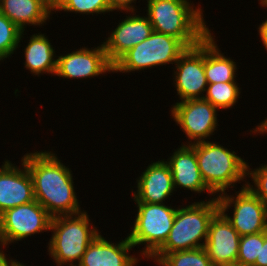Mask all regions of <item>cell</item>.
I'll use <instances>...</instances> for the list:
<instances>
[{"instance_id": "cell-33", "label": "cell", "mask_w": 267, "mask_h": 266, "mask_svg": "<svg viewBox=\"0 0 267 266\" xmlns=\"http://www.w3.org/2000/svg\"><path fill=\"white\" fill-rule=\"evenodd\" d=\"M250 132L256 133H260V134H264L267 133V118L262 121L259 125H257V127L253 130H250Z\"/></svg>"}, {"instance_id": "cell-23", "label": "cell", "mask_w": 267, "mask_h": 266, "mask_svg": "<svg viewBox=\"0 0 267 266\" xmlns=\"http://www.w3.org/2000/svg\"><path fill=\"white\" fill-rule=\"evenodd\" d=\"M160 266H213L204 247L165 254Z\"/></svg>"}, {"instance_id": "cell-14", "label": "cell", "mask_w": 267, "mask_h": 266, "mask_svg": "<svg viewBox=\"0 0 267 266\" xmlns=\"http://www.w3.org/2000/svg\"><path fill=\"white\" fill-rule=\"evenodd\" d=\"M239 233L219 211L211 220L204 248L213 266L236 265Z\"/></svg>"}, {"instance_id": "cell-21", "label": "cell", "mask_w": 267, "mask_h": 266, "mask_svg": "<svg viewBox=\"0 0 267 266\" xmlns=\"http://www.w3.org/2000/svg\"><path fill=\"white\" fill-rule=\"evenodd\" d=\"M0 12L22 31L30 24L42 26L51 15L39 0H0Z\"/></svg>"}, {"instance_id": "cell-24", "label": "cell", "mask_w": 267, "mask_h": 266, "mask_svg": "<svg viewBox=\"0 0 267 266\" xmlns=\"http://www.w3.org/2000/svg\"><path fill=\"white\" fill-rule=\"evenodd\" d=\"M22 34L24 31L0 12V61L14 54Z\"/></svg>"}, {"instance_id": "cell-30", "label": "cell", "mask_w": 267, "mask_h": 266, "mask_svg": "<svg viewBox=\"0 0 267 266\" xmlns=\"http://www.w3.org/2000/svg\"><path fill=\"white\" fill-rule=\"evenodd\" d=\"M253 266H267V231H264V244L261 245L260 261H255Z\"/></svg>"}, {"instance_id": "cell-26", "label": "cell", "mask_w": 267, "mask_h": 266, "mask_svg": "<svg viewBox=\"0 0 267 266\" xmlns=\"http://www.w3.org/2000/svg\"><path fill=\"white\" fill-rule=\"evenodd\" d=\"M66 12H76L83 14H104L111 11L108 0H64L59 9Z\"/></svg>"}, {"instance_id": "cell-28", "label": "cell", "mask_w": 267, "mask_h": 266, "mask_svg": "<svg viewBox=\"0 0 267 266\" xmlns=\"http://www.w3.org/2000/svg\"><path fill=\"white\" fill-rule=\"evenodd\" d=\"M108 2L111 7V12L113 10H124V12H135V10H137L134 5H131L132 3H136V0H108Z\"/></svg>"}, {"instance_id": "cell-9", "label": "cell", "mask_w": 267, "mask_h": 266, "mask_svg": "<svg viewBox=\"0 0 267 266\" xmlns=\"http://www.w3.org/2000/svg\"><path fill=\"white\" fill-rule=\"evenodd\" d=\"M51 219L47 210L36 200L5 210L0 214L1 247L50 230Z\"/></svg>"}, {"instance_id": "cell-15", "label": "cell", "mask_w": 267, "mask_h": 266, "mask_svg": "<svg viewBox=\"0 0 267 266\" xmlns=\"http://www.w3.org/2000/svg\"><path fill=\"white\" fill-rule=\"evenodd\" d=\"M21 162L22 170L9 160L0 168V214L35 200L32 178L26 164Z\"/></svg>"}, {"instance_id": "cell-8", "label": "cell", "mask_w": 267, "mask_h": 266, "mask_svg": "<svg viewBox=\"0 0 267 266\" xmlns=\"http://www.w3.org/2000/svg\"><path fill=\"white\" fill-rule=\"evenodd\" d=\"M246 185L236 192V197L227 192L216 196L219 211L240 236L267 231V207ZM231 205L234 206L232 217L225 213Z\"/></svg>"}, {"instance_id": "cell-31", "label": "cell", "mask_w": 267, "mask_h": 266, "mask_svg": "<svg viewBox=\"0 0 267 266\" xmlns=\"http://www.w3.org/2000/svg\"><path fill=\"white\" fill-rule=\"evenodd\" d=\"M259 35L267 51V19L258 27Z\"/></svg>"}, {"instance_id": "cell-17", "label": "cell", "mask_w": 267, "mask_h": 266, "mask_svg": "<svg viewBox=\"0 0 267 266\" xmlns=\"http://www.w3.org/2000/svg\"><path fill=\"white\" fill-rule=\"evenodd\" d=\"M132 247L128 236L114 244L99 233L87 247L78 266H135L140 260L128 254Z\"/></svg>"}, {"instance_id": "cell-20", "label": "cell", "mask_w": 267, "mask_h": 266, "mask_svg": "<svg viewBox=\"0 0 267 266\" xmlns=\"http://www.w3.org/2000/svg\"><path fill=\"white\" fill-rule=\"evenodd\" d=\"M53 48L45 34H33L24 48L25 68L35 76L43 73L55 75L57 56Z\"/></svg>"}, {"instance_id": "cell-3", "label": "cell", "mask_w": 267, "mask_h": 266, "mask_svg": "<svg viewBox=\"0 0 267 266\" xmlns=\"http://www.w3.org/2000/svg\"><path fill=\"white\" fill-rule=\"evenodd\" d=\"M219 212L216 197L177 207L175 220L165 243L150 257L158 262L165 254L204 247L213 217ZM203 243H200L202 242Z\"/></svg>"}, {"instance_id": "cell-10", "label": "cell", "mask_w": 267, "mask_h": 266, "mask_svg": "<svg viewBox=\"0 0 267 266\" xmlns=\"http://www.w3.org/2000/svg\"><path fill=\"white\" fill-rule=\"evenodd\" d=\"M171 109L172 118L190 140L187 144L210 139L218 128V109L209 101L189 99L175 103Z\"/></svg>"}, {"instance_id": "cell-11", "label": "cell", "mask_w": 267, "mask_h": 266, "mask_svg": "<svg viewBox=\"0 0 267 266\" xmlns=\"http://www.w3.org/2000/svg\"><path fill=\"white\" fill-rule=\"evenodd\" d=\"M174 65L173 81L181 101L203 99L208 85L204 71V39L188 48Z\"/></svg>"}, {"instance_id": "cell-5", "label": "cell", "mask_w": 267, "mask_h": 266, "mask_svg": "<svg viewBox=\"0 0 267 266\" xmlns=\"http://www.w3.org/2000/svg\"><path fill=\"white\" fill-rule=\"evenodd\" d=\"M199 170L207 188L214 194L225 193L247 177V165L241 157L216 142L192 143Z\"/></svg>"}, {"instance_id": "cell-22", "label": "cell", "mask_w": 267, "mask_h": 266, "mask_svg": "<svg viewBox=\"0 0 267 266\" xmlns=\"http://www.w3.org/2000/svg\"><path fill=\"white\" fill-rule=\"evenodd\" d=\"M236 82H218L208 84L203 99L217 109H229L234 106L241 92Z\"/></svg>"}, {"instance_id": "cell-6", "label": "cell", "mask_w": 267, "mask_h": 266, "mask_svg": "<svg viewBox=\"0 0 267 266\" xmlns=\"http://www.w3.org/2000/svg\"><path fill=\"white\" fill-rule=\"evenodd\" d=\"M136 204L138 213L128 239L134 247L146 244L141 254L149 260L167 240L177 208L166 206L165 203L136 202Z\"/></svg>"}, {"instance_id": "cell-2", "label": "cell", "mask_w": 267, "mask_h": 266, "mask_svg": "<svg viewBox=\"0 0 267 266\" xmlns=\"http://www.w3.org/2000/svg\"><path fill=\"white\" fill-rule=\"evenodd\" d=\"M147 16L157 33L179 39L187 48L197 46L211 31L199 5L188 0H147Z\"/></svg>"}, {"instance_id": "cell-18", "label": "cell", "mask_w": 267, "mask_h": 266, "mask_svg": "<svg viewBox=\"0 0 267 266\" xmlns=\"http://www.w3.org/2000/svg\"><path fill=\"white\" fill-rule=\"evenodd\" d=\"M166 162L170 167L175 189L183 187L197 193L207 190L209 195H213L202 178L192 144H182Z\"/></svg>"}, {"instance_id": "cell-27", "label": "cell", "mask_w": 267, "mask_h": 266, "mask_svg": "<svg viewBox=\"0 0 267 266\" xmlns=\"http://www.w3.org/2000/svg\"><path fill=\"white\" fill-rule=\"evenodd\" d=\"M249 168L247 165V175L251 177L253 185L247 183V187L266 205L267 207V164L260 165V167L253 169Z\"/></svg>"}, {"instance_id": "cell-12", "label": "cell", "mask_w": 267, "mask_h": 266, "mask_svg": "<svg viewBox=\"0 0 267 266\" xmlns=\"http://www.w3.org/2000/svg\"><path fill=\"white\" fill-rule=\"evenodd\" d=\"M55 75L67 79H83L113 72L103 44L94 49L80 48L66 55L57 56Z\"/></svg>"}, {"instance_id": "cell-7", "label": "cell", "mask_w": 267, "mask_h": 266, "mask_svg": "<svg viewBox=\"0 0 267 266\" xmlns=\"http://www.w3.org/2000/svg\"><path fill=\"white\" fill-rule=\"evenodd\" d=\"M187 49L179 39L153 31L113 65V72L128 73L157 65L175 64Z\"/></svg>"}, {"instance_id": "cell-1", "label": "cell", "mask_w": 267, "mask_h": 266, "mask_svg": "<svg viewBox=\"0 0 267 266\" xmlns=\"http://www.w3.org/2000/svg\"><path fill=\"white\" fill-rule=\"evenodd\" d=\"M33 182L34 198L53 218L82 212L72 171L53 152L27 153L22 157Z\"/></svg>"}, {"instance_id": "cell-29", "label": "cell", "mask_w": 267, "mask_h": 266, "mask_svg": "<svg viewBox=\"0 0 267 266\" xmlns=\"http://www.w3.org/2000/svg\"><path fill=\"white\" fill-rule=\"evenodd\" d=\"M40 3L48 10L51 14L52 11H59L64 3V0H39Z\"/></svg>"}, {"instance_id": "cell-4", "label": "cell", "mask_w": 267, "mask_h": 266, "mask_svg": "<svg viewBox=\"0 0 267 266\" xmlns=\"http://www.w3.org/2000/svg\"><path fill=\"white\" fill-rule=\"evenodd\" d=\"M90 222L89 215L84 210L51 219L49 231L52 230L53 235L47 247L57 266H77L73 263L75 261L79 265L89 244L101 233Z\"/></svg>"}, {"instance_id": "cell-35", "label": "cell", "mask_w": 267, "mask_h": 266, "mask_svg": "<svg viewBox=\"0 0 267 266\" xmlns=\"http://www.w3.org/2000/svg\"><path fill=\"white\" fill-rule=\"evenodd\" d=\"M16 266H25L23 263H20V261H18Z\"/></svg>"}, {"instance_id": "cell-32", "label": "cell", "mask_w": 267, "mask_h": 266, "mask_svg": "<svg viewBox=\"0 0 267 266\" xmlns=\"http://www.w3.org/2000/svg\"><path fill=\"white\" fill-rule=\"evenodd\" d=\"M18 261L14 259H8L6 255L4 254V251H2V248L0 249V266H16Z\"/></svg>"}, {"instance_id": "cell-16", "label": "cell", "mask_w": 267, "mask_h": 266, "mask_svg": "<svg viewBox=\"0 0 267 266\" xmlns=\"http://www.w3.org/2000/svg\"><path fill=\"white\" fill-rule=\"evenodd\" d=\"M136 182L135 202L163 203L175 190L170 167L164 159L148 165Z\"/></svg>"}, {"instance_id": "cell-34", "label": "cell", "mask_w": 267, "mask_h": 266, "mask_svg": "<svg viewBox=\"0 0 267 266\" xmlns=\"http://www.w3.org/2000/svg\"><path fill=\"white\" fill-rule=\"evenodd\" d=\"M259 4H261L262 6H266L267 7V0H260Z\"/></svg>"}, {"instance_id": "cell-19", "label": "cell", "mask_w": 267, "mask_h": 266, "mask_svg": "<svg viewBox=\"0 0 267 266\" xmlns=\"http://www.w3.org/2000/svg\"><path fill=\"white\" fill-rule=\"evenodd\" d=\"M213 34L210 32L204 38V71L207 84L218 82H235L236 62L225 57L215 43Z\"/></svg>"}, {"instance_id": "cell-25", "label": "cell", "mask_w": 267, "mask_h": 266, "mask_svg": "<svg viewBox=\"0 0 267 266\" xmlns=\"http://www.w3.org/2000/svg\"><path fill=\"white\" fill-rule=\"evenodd\" d=\"M264 244V232L249 234L240 237L237 265L253 266L260 261L261 245Z\"/></svg>"}, {"instance_id": "cell-13", "label": "cell", "mask_w": 267, "mask_h": 266, "mask_svg": "<svg viewBox=\"0 0 267 266\" xmlns=\"http://www.w3.org/2000/svg\"><path fill=\"white\" fill-rule=\"evenodd\" d=\"M131 14L119 22L115 30L110 33V37L102 42L107 59L112 65L154 31L147 15L139 16L136 12L134 14V11Z\"/></svg>"}]
</instances>
